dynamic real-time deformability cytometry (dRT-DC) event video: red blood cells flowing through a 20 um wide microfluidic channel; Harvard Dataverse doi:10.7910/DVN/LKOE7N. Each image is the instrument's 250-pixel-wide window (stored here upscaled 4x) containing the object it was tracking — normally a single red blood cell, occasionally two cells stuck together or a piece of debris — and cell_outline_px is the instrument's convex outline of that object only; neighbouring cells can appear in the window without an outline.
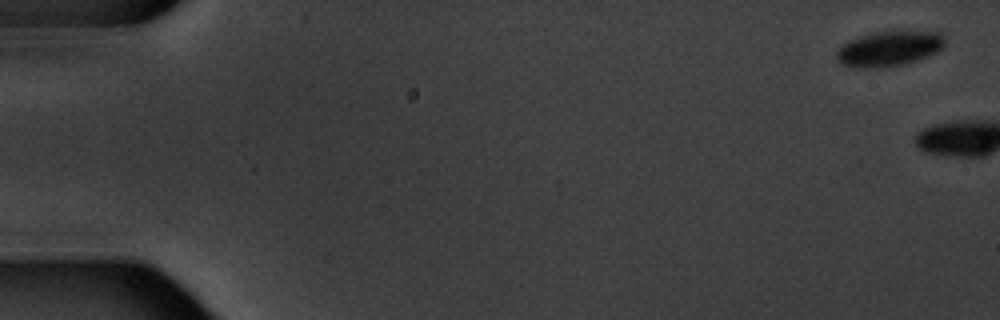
{"species": "common noctule bat (a hibernating species)", "species_latin": "Nyctalus noctula", "temperature_condition": "warm", "stored_images_in_passage": 7, "camera_frame_rate_fps": 3000, "um_per_image_px": 0.085, "animal": {"sex": "male", "body_mass_g": 20.1, "forearm_length_mm": 53.5}, "frame": {"image": 1, "passage_image": 1, "time_ms": 0.0, "image_size_px": [1000, 320], "cell_outline_px": [[944, 44], [936, 52], [928, 56], [904, 64], [876, 68], [848, 68], [840, 64], [836, 60], [836, 52], [848, 40], [860, 36], [876, 32], [936, 28], [944, 36]], "centroid_in_image_um": [75.61, 4.1], "position_along_channel_um": 9.4, "area_um2": 22.95}}
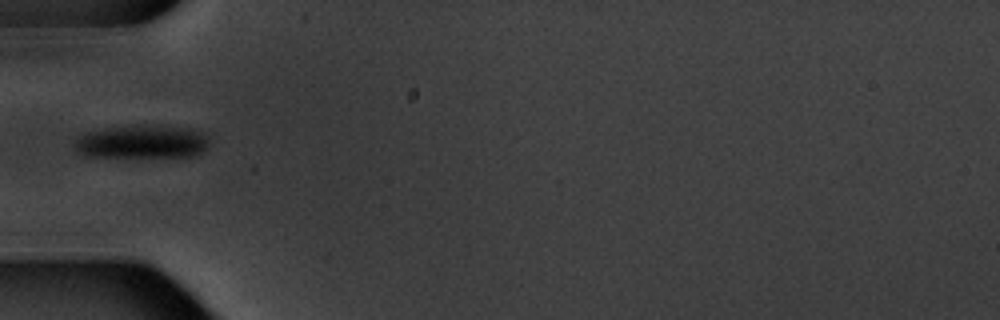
{"frame": {"image": 2, "passage_image": 7, "time_ms": 7.333, "image_size_px": [1000, 320], "cell_outline_px": [[208, 148], [196, 156], [84, 156], [76, 148], [76, 140], [84, 132], [104, 128], [188, 128], [208, 132]], "centroid_in_image_um": [12.14, 12.09], "position_along_channel_um": 72.9, "area_um2": 25.09}}